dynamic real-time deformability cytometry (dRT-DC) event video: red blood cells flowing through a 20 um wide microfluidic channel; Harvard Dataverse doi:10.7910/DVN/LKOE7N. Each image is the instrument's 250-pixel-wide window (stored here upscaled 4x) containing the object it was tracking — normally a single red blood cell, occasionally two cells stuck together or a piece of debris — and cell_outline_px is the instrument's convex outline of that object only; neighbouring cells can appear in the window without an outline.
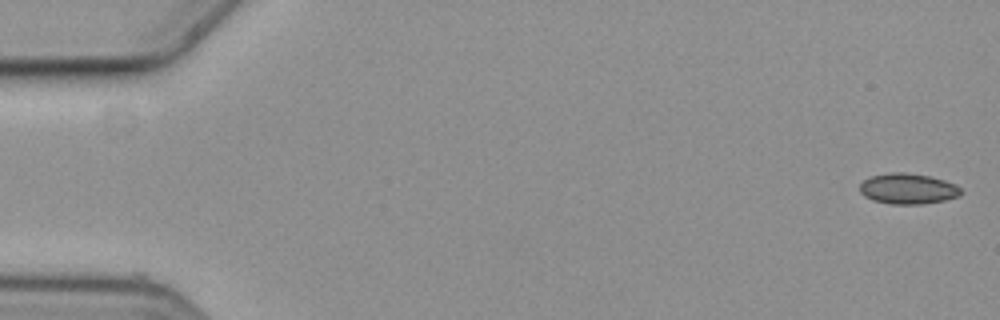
{"species": "common noctule bat (a hibernating species)", "species_latin": "Nyctalus noctula", "temperature_condition": "cold", "stored_images_in_passage": 17, "camera_frame_rate_fps": 3000, "um_per_image_px": 0.085, "animal": {"sex": "female", "body_mass_g": 19.3, "forearm_length_mm": 54.1}, "frame": {"image": 1, "passage_image": 1, "time_ms": 0.0, "image_size_px": [1000, 320], "cell_outline_px": [[960, 196], [944, 200], [920, 204], [892, 204], [872, 200], [864, 196], [860, 192], [860, 184], [864, 180], [872, 176], [888, 172], [904, 172], [928, 176], [944, 180], [956, 184], [960, 188]], "centroid_in_image_um": [77.15, 16.04], "position_along_channel_um": 7.8, "area_um2": 17.98}}
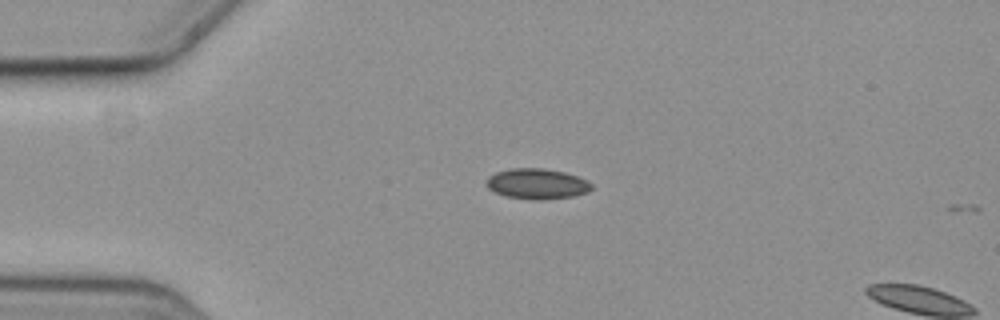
{"frame": {"image": 2, "passage_image": 14, "time_ms": 4.333, "image_size_px": [1000, 320], "cell_outline_px": [[592, 188], [588, 192], [572, 196], [544, 200], [536, 200], [504, 196], [488, 188], [488, 176], [496, 172], [512, 168], [544, 168], [564, 172], [588, 180], [592, 184]], "centroid_in_image_um": [45.67, 15.62], "position_along_channel_um": 39.3, "area_um2": 18.61}}